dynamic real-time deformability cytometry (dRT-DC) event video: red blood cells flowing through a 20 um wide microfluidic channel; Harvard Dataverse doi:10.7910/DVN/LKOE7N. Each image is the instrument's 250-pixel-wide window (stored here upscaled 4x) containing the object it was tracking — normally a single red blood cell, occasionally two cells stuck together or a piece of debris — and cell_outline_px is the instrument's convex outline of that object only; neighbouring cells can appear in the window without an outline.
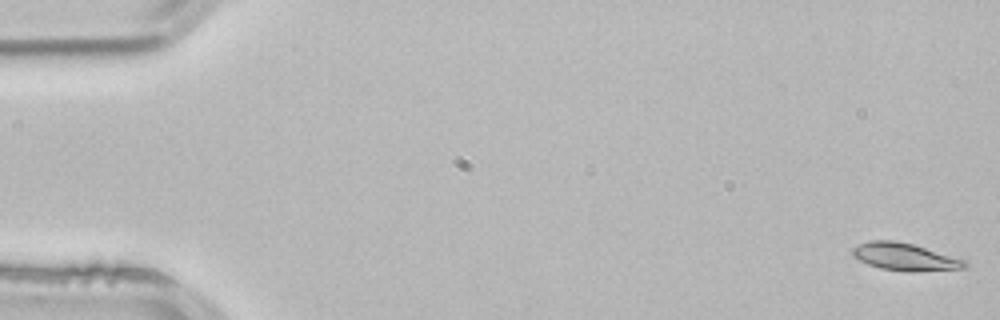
{"species": "common noctule bat (a hibernating species)", "species_latin": "Nyctalus noctula", "temperature_condition": "room temperature", "stored_images_in_passage": 4, "camera_frame_rate_fps": 3000, "um_per_image_px": 0.085, "animal": {"sex": "male", "body_mass_g": 21.5, "forearm_length_mm": 52.0}, "frame": {"image": 1, "passage_image": 1, "time_ms": 0.0, "image_size_px": [1000, 320], "cell_outline_px": [[968, 268], [912, 272], [908, 272], [880, 268], [868, 264], [852, 256], [852, 248], [868, 240], [892, 240], [912, 244], [968, 260]], "centroid_in_image_um": [76.96, 21.84], "position_along_channel_um": 8.0, "area_um2": 18.09}}
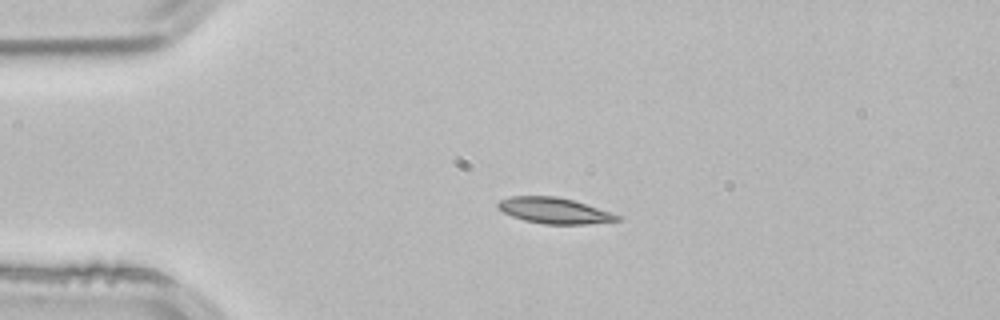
{"frame": {"image": 2, "passage_image": 3, "time_ms": 0.667, "image_size_px": [1000, 320], "cell_outline_px": [[620, 220], [584, 224], [544, 224], [524, 220], [512, 216], [496, 208], [496, 204], [500, 200], [512, 196], [556, 196], [572, 200], [620, 216]], "centroid_in_image_um": [47.03, 17.9], "position_along_channel_um": 38.0, "area_um2": 17.63}}
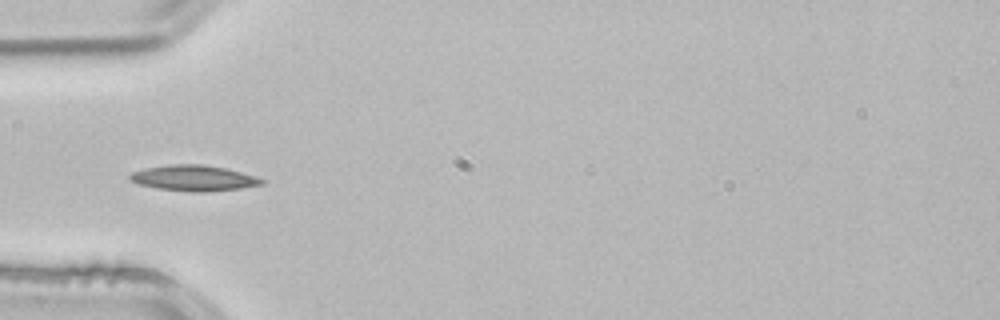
{"frame": {"image": 3, "passage_image": 4, "time_ms": 1.0, "image_size_px": [1000, 320], "cell_outline_px": [[264, 184], [240, 188], [204, 192], [192, 192], [156, 188], [140, 184], [128, 180], [128, 176], [132, 172], [144, 168], [168, 164], [200, 164], [224, 168], [256, 176], [264, 180]], "centroid_in_image_um": [16.43, 15.13], "position_along_channel_um": 68.6, "area_um2": 19.71}}